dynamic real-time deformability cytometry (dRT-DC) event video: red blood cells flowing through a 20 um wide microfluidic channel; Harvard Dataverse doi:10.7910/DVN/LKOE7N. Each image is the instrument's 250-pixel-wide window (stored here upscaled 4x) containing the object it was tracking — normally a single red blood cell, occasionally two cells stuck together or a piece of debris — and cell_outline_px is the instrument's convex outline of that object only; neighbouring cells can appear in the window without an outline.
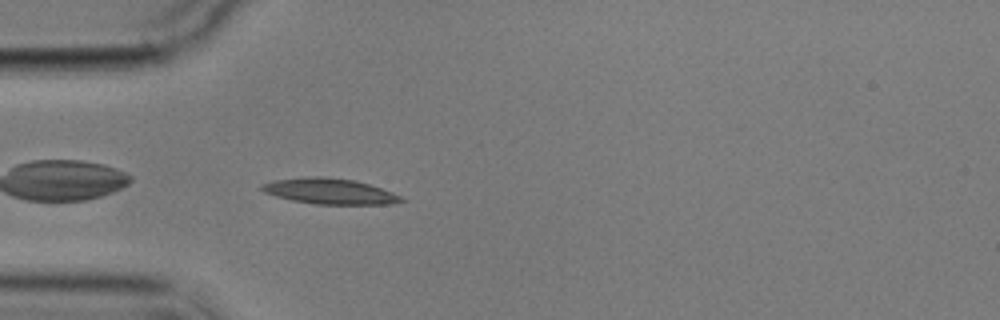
{"species": "common noctule bat (a hibernating species)", "species_latin": "Nyctalus noctula", "temperature_condition": "cold", "stored_images_in_passage": 5, "camera_frame_rate_fps": 3000, "um_per_image_px": 0.085, "animal": {"sex": "male", "body_mass_g": 17.9}, "frame": {"image": 1, "passage_image": 5, "time_ms": 4.667, "image_size_px": [1000, 320], "cell_outline_px": [[404, 200], [392, 204], [316, 204], [292, 200], [276, 196], [264, 192], [260, 188], [260, 184], [272, 180], [304, 176], [324, 176], [356, 180], [392, 192], [400, 196]], "centroid_in_image_um": [27.96, 16.24], "position_along_channel_um": 57.0, "area_um2": 20.92}}